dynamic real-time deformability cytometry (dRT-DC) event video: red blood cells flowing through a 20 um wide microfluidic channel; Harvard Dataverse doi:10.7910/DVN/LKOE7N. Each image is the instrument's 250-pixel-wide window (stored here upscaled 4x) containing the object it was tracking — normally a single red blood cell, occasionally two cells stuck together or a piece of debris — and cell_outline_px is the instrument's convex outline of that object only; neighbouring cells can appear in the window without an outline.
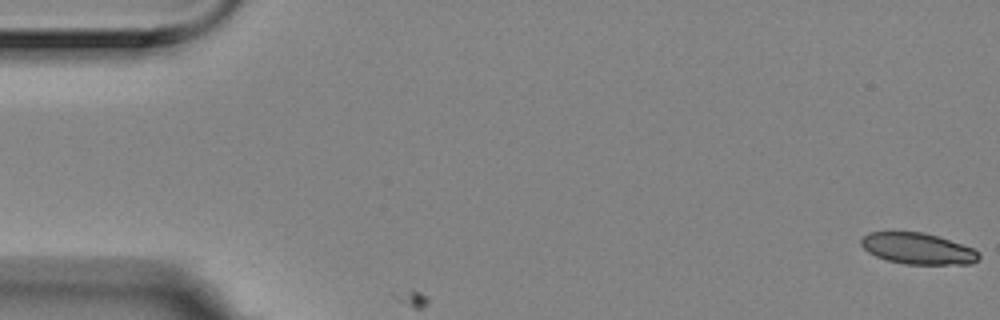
{"species": "Egyptian fruit bat (a non-hibernating species)", "species_latin": "Rousettus aegyptiacus", "temperature_condition": "room temperature", "stored_images_in_passage": 4, "camera_frame_rate_fps": 3000, "um_per_image_px": 0.085, "animal": {"sex": "female"}, "frame": {"image": 1, "passage_image": 1, "time_ms": 0.0, "image_size_px": [1000, 320], "cell_outline_px": [[980, 256], [972, 264], [904, 264], [888, 260], [876, 256], [868, 252], [860, 244], [860, 240], [868, 232], [924, 232], [972, 248], [980, 252]], "centroid_in_image_um": [77.99, 21.13], "position_along_channel_um": 7.0, "area_um2": 21.21}}